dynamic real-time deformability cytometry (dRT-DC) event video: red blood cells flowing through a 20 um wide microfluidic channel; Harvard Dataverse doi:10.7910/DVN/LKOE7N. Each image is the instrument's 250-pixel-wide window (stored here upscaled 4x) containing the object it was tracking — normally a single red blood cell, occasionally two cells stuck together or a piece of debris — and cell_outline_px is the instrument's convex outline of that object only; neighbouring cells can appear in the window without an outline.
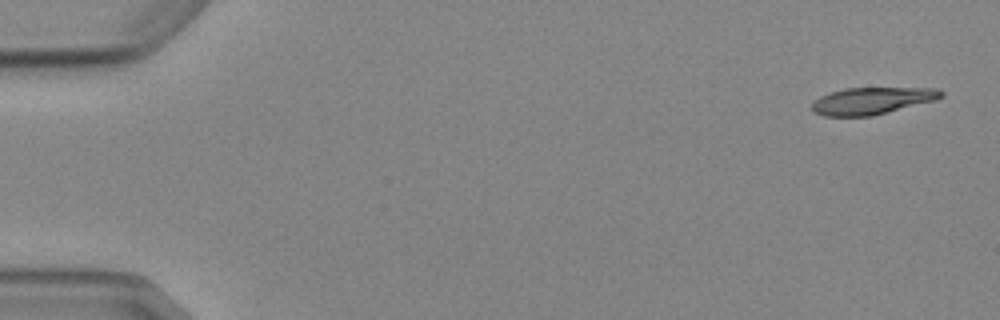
{"species": "Egyptian fruit bat (a non-hibernating species)", "species_latin": "Rousettus aegyptiacus", "temperature_condition": "cold", "stored_images_in_passage": 4, "camera_frame_rate_fps": 3000, "um_per_image_px": 0.085, "animal": {"sex": "female"}, "frame": {"image": 1, "passage_image": 1, "time_ms": 0.0, "image_size_px": [1000, 320], "cell_outline_px": [[944, 96], [936, 100], [872, 116], [824, 116], [812, 112], [812, 104], [820, 96], [844, 88], [936, 88], [944, 92]], "centroid_in_image_um": [74.13, 8.57], "position_along_channel_um": 10.9, "area_um2": 20.29}}
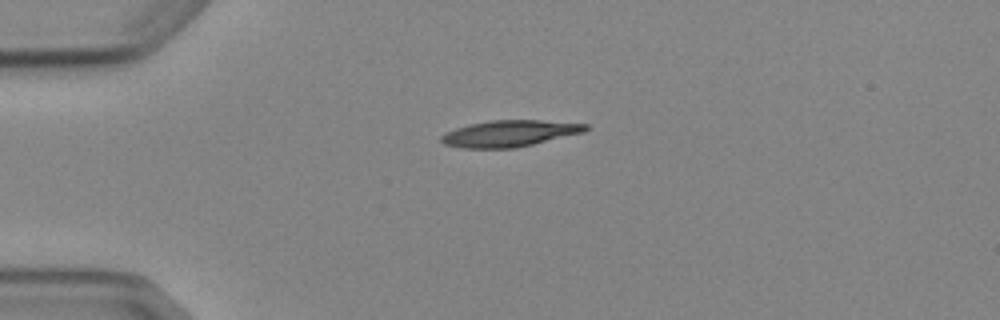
{"frame": {"image": 2, "passage_image": 4, "time_ms": 3.667, "image_size_px": [1000, 320], "cell_outline_px": [[588, 128], [584, 132], [516, 148], [460, 148], [444, 144], [440, 140], [440, 136], [444, 132], [468, 124], [492, 120], [540, 120], [588, 124]], "centroid_in_image_um": [43.27, 11.34], "position_along_channel_um": 41.7, "area_um2": 22.25}}